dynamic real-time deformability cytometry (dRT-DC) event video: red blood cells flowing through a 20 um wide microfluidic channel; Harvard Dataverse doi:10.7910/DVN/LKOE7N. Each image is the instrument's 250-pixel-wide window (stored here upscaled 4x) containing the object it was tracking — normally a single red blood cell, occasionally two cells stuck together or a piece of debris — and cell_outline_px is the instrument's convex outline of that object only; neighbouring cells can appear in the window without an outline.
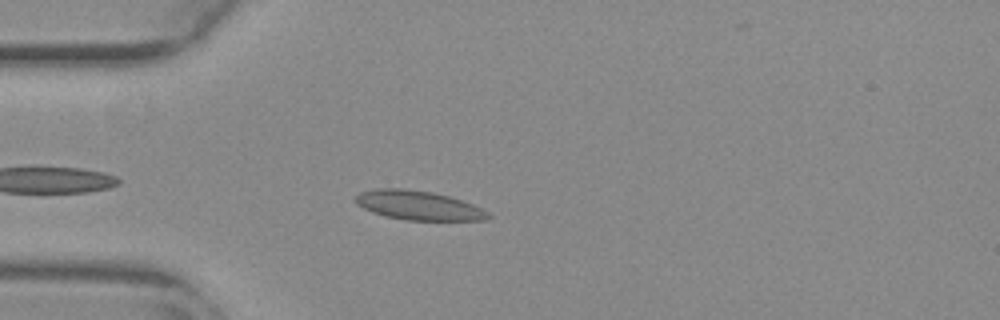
{"species": "common noctule bat (a hibernating species)", "species_latin": "Nyctalus noctula", "temperature_condition": "warm", "stored_images_in_passage": 44, "camera_frame_rate_fps": 3000, "um_per_image_px": 0.085, "animal": {"sex": "female", "body_mass_g": 29.2, "forearm_length_mm": 56.3}, "frame": {"image": 1, "passage_image": 4, "time_ms": 1.0, "image_size_px": [1000, 320], "cell_outline_px": [[492, 216], [484, 220], [404, 220], [384, 216], [372, 212], [356, 204], [352, 200], [360, 192], [376, 188], [404, 188], [432, 192], [448, 196], [472, 204], [488, 212]], "centroid_in_image_um": [35.51, 17.45], "position_along_channel_um": 49.5, "area_um2": 22.6}}
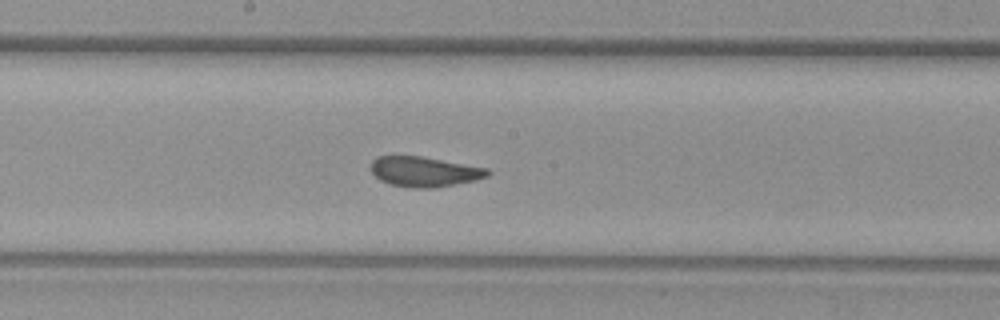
{"frame": {"image": 2, "passage_image": 18, "time_ms": 5.667, "image_size_px": [1000, 320], "cell_outline_px": [[492, 172], [488, 176], [476, 180], [436, 188], [416, 188], [392, 184], [380, 180], [372, 172], [372, 160], [376, 156], [420, 156], [488, 168]], "centroid_in_image_um": [36.11, 14.59], "position_along_channel_um": 212.1, "area_um2": 20.35}}
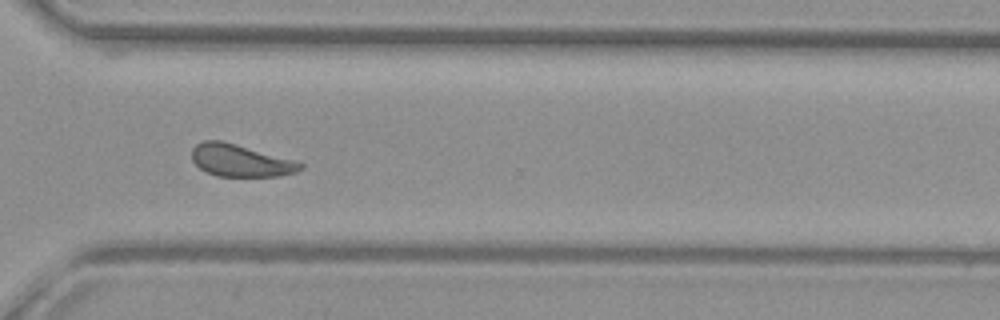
{"frame": {"image": 3, "passage_image": 29, "time_ms": 9.333, "image_size_px": [1000, 320], "cell_outline_px": [[304, 168], [296, 172], [280, 176], [216, 176], [200, 168], [192, 160], [192, 148], [196, 144], [204, 140], [220, 140], [236, 144], [292, 160], [304, 164]], "centroid_in_image_um": [20.42, 13.65], "position_along_channel_um": 350.2, "area_um2": 20.11}, "authors_computed_cell_mechanics": {"area_um2": 21.2126, "velocity_mm_per_s": 3.7643, "shape_relaxation_time_tau1_ms": null, "shape_relaxation_time_tau2_ms": 0.7955, "deformation_change_tau1": null, "deformation_change_tau2": 0.0785}}